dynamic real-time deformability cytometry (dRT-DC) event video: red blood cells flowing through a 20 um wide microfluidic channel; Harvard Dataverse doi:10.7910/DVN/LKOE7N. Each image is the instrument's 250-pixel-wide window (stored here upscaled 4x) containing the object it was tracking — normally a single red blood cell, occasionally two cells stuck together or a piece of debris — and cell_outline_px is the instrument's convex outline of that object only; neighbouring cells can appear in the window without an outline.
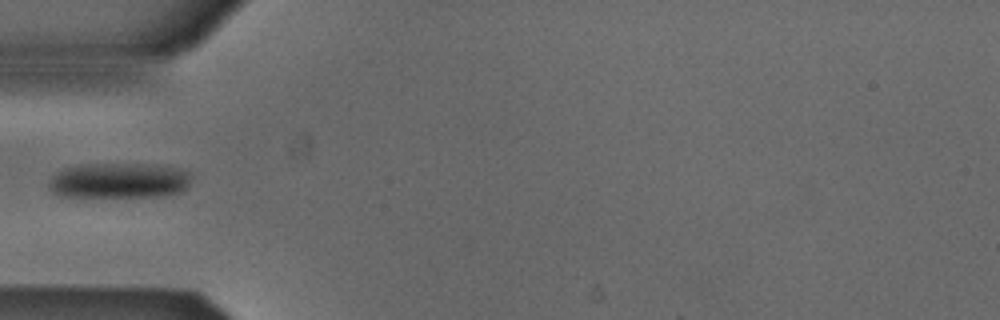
{"species": "Egyptian fruit bat (a non-hibernating species)", "species_latin": "Rousettus aegyptiacus", "temperature_condition": "cold", "stored_images_in_passage": 5, "camera_frame_rate_fps": 3000, "um_per_image_px": 0.085, "animal": {"sex": "male"}, "frame": {"image": 1, "passage_image": 5, "time_ms": 1.333, "image_size_px": [1000, 320], "cell_outline_px": [[192, 176], [188, 188], [180, 192], [164, 196], [56, 196], [48, 188], [48, 180], [56, 172], [64, 168], [80, 164], [148, 164], [180, 168], [188, 172]], "centroid_in_image_um": [10.11, 15.34], "position_along_channel_um": 74.9, "area_um2": 29.71}}